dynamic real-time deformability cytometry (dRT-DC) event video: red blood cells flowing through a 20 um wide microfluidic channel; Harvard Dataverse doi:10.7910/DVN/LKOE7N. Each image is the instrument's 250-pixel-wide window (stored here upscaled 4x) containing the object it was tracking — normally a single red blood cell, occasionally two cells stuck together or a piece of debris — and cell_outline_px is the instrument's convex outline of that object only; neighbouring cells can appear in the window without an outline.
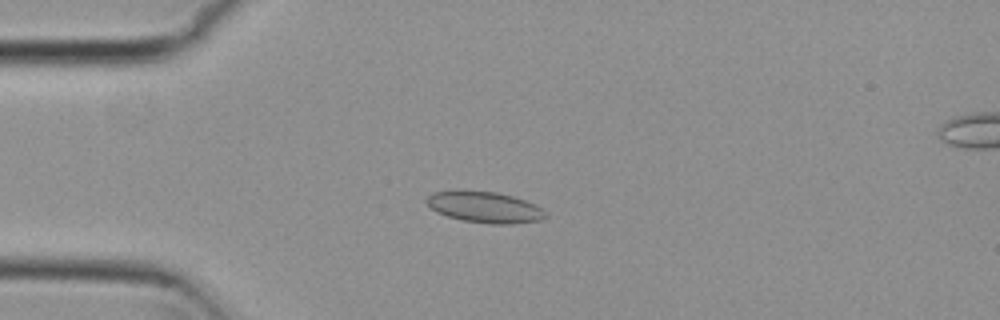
{"species": "common noctule bat (a hibernating species)", "species_latin": "Nyctalus noctula", "temperature_condition": "cold", "stored_images_in_passage": 6, "camera_frame_rate_fps": 3000, "um_per_image_px": 0.085, "animal": {"sex": "female", "body_mass_g": 29.2, "forearm_length_mm": 56.3}, "frame": {"image": 1, "passage_image": 3, "time_ms": 0.667, "image_size_px": [1000, 320], "cell_outline_px": [[548, 216], [540, 220], [512, 224], [492, 224], [460, 220], [436, 212], [424, 200], [432, 192], [452, 188], [456, 188], [496, 192], [512, 196], [524, 200], [540, 208]], "centroid_in_image_um": [41.11, 17.57], "position_along_channel_um": 43.9, "area_um2": 21.96}}
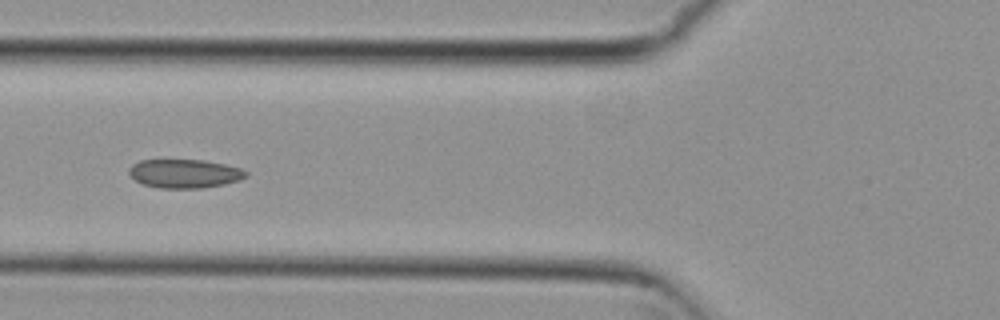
{"frame": {"image": 2, "passage_image": 5, "time_ms": 1.333, "image_size_px": [1000, 320], "cell_outline_px": [[248, 176], [240, 180], [224, 184], [200, 188], [160, 188], [144, 184], [136, 180], [128, 172], [128, 168], [132, 164], [140, 160], [204, 160], [224, 164], [240, 168], [248, 172]], "centroid_in_image_um": [15.7, 14.75], "position_along_channel_um": 110.1, "area_um2": 19.54}}
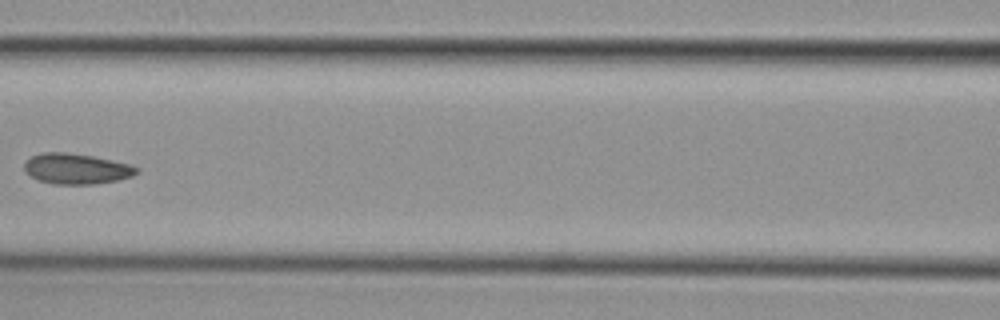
{"frame": {"image": 3, "passage_image": 6, "time_ms": 1.667, "image_size_px": [1000, 320], "cell_outline_px": [[140, 172], [132, 176], [120, 180], [96, 184], [52, 184], [36, 180], [24, 172], [24, 160], [40, 152], [68, 152], [92, 156], [112, 160], [128, 164], [140, 168]], "centroid_in_image_um": [6.46, 14.35], "position_along_channel_um": 160.1, "area_um2": 20.4}}